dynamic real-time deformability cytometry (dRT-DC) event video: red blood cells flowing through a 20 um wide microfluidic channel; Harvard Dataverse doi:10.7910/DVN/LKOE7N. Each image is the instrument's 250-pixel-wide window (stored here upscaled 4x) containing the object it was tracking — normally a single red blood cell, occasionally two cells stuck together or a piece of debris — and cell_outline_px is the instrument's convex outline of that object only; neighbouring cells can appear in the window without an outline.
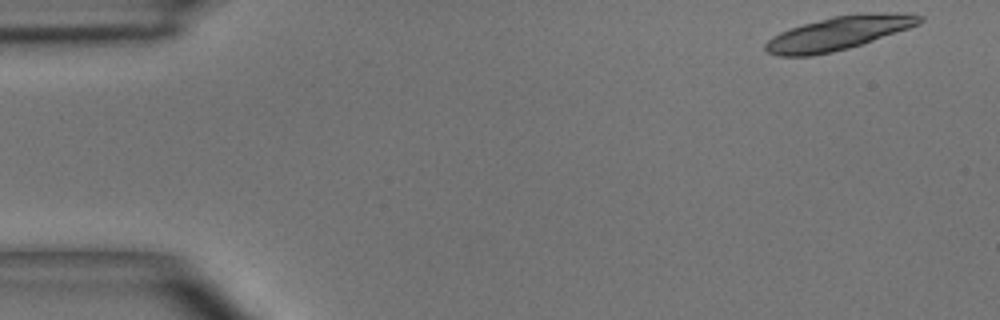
{"species": "common noctule bat (a hibernating species)", "species_latin": "Nyctalus noctula", "temperature_condition": "room temperature", "stored_images_in_passage": 15, "camera_frame_rate_fps": 3000, "um_per_image_px": 0.085, "animal": {"sex": "male", "body_mass_g": 15.6}, "frame": {"image": 1, "passage_image": 1, "time_ms": 0.0, "image_size_px": [1000, 320], "cell_outline_px": [[924, 20], [920, 24], [848, 48], [832, 52], [812, 56], [780, 56], [768, 52], [764, 48], [764, 44], [772, 36], [780, 32], [804, 24], [832, 16], [896, 12], [904, 12], [924, 16]], "centroid_in_image_um": [71.28, 2.82], "position_along_channel_um": 13.7, "area_um2": 29.65}}